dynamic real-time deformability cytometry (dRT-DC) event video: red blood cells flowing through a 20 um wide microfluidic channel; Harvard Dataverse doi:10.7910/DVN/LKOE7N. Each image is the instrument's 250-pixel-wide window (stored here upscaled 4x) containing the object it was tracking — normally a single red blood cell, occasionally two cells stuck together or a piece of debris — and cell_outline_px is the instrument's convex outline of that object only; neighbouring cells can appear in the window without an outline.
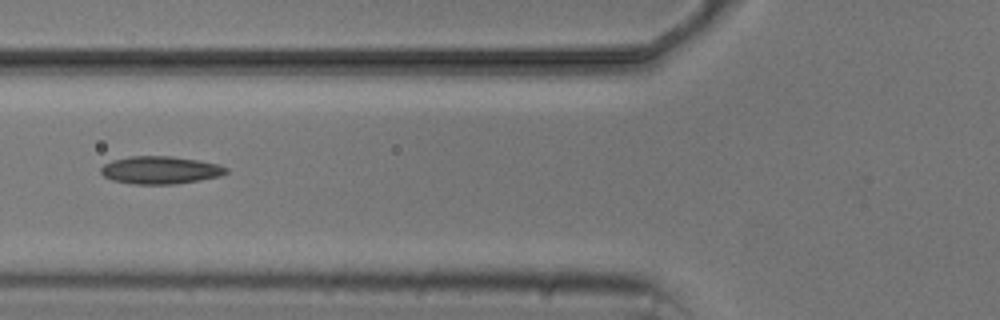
{"species": "common noctule bat (a hibernating species)", "species_latin": "Nyctalus noctula", "temperature_condition": "cold", "stored_images_in_passage": 5, "camera_frame_rate_fps": 3000, "um_per_image_px": 0.085, "animal": {"sex": "male", "body_mass_g": 20.5, "forearm_length_mm": 52.5}, "frame": {"image": 1, "passage_image": 5, "time_ms": 4.667, "image_size_px": [1000, 320], "cell_outline_px": [[228, 172], [220, 176], [200, 180], [176, 184], [132, 184], [112, 180], [104, 176], [100, 172], [100, 168], [104, 164], [112, 160], [128, 156], [172, 156], [220, 164], [228, 168]], "centroid_in_image_um": [13.62, 14.45], "position_along_channel_um": 112.2, "area_um2": 20.35}}